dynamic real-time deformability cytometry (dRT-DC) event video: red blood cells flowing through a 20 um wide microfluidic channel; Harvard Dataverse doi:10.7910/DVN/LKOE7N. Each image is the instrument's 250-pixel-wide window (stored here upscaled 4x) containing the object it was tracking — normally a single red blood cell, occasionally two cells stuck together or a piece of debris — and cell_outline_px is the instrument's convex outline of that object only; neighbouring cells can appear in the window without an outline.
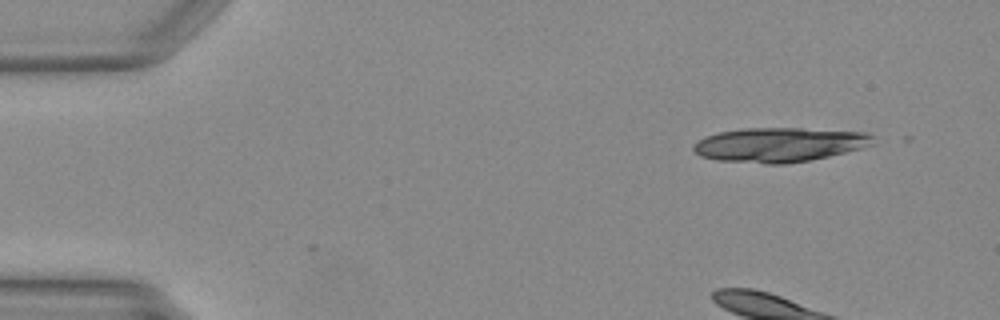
{"species": "Egyptian fruit bat (a non-hibernating species)", "species_latin": "Rousettus aegyptiacus", "temperature_condition": "warm", "stored_images_in_passage": 33, "camera_frame_rate_fps": 3000, "um_per_image_px": 0.085, "animal": {"sex": "female"}, "frame": {"image": 1, "passage_image": 1, "time_ms": 0.0, "image_size_px": [1000, 320], "cell_outline_px": [[876, 136], [872, 144], [860, 148], [828, 156], [808, 160], [784, 164], [764, 164], [716, 160], [700, 156], [692, 148], [692, 144], [704, 136], [720, 132], [744, 128], [800, 128], [868, 132]], "centroid_in_image_um": [66.22, 12.29], "position_along_channel_um": 18.8, "area_um2": 36.13}}